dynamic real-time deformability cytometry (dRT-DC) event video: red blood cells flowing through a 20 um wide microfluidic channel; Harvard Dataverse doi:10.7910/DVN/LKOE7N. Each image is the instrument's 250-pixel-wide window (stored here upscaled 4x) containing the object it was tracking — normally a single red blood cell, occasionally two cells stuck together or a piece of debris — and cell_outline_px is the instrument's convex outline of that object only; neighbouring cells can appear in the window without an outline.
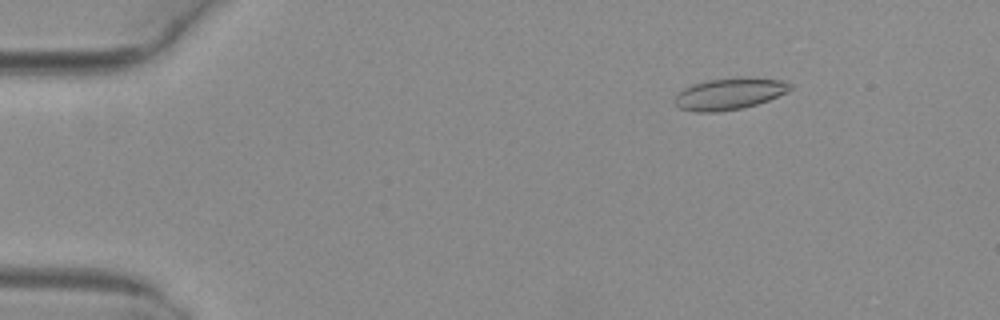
{"species": "common noctule bat (a hibernating species)", "species_latin": "Nyctalus noctula", "temperature_condition": "warm", "stored_images_in_passage": 32, "camera_frame_rate_fps": 3000, "um_per_image_px": 0.085, "animal": {"sex": "female", "body_mass_g": 29.2, "forearm_length_mm": 56.3}, "frame": {"image": 1, "passage_image": 4, "time_ms": 1.0, "image_size_px": [1000, 320], "cell_outline_px": [[792, 88], [788, 92], [768, 100], [756, 104], [740, 108], [716, 112], [696, 112], [680, 108], [672, 100], [684, 88], [692, 84], [708, 80], [784, 80], [792, 84]], "centroid_in_image_um": [61.96, 8.02], "position_along_channel_um": 23.0, "area_um2": 20.29}}
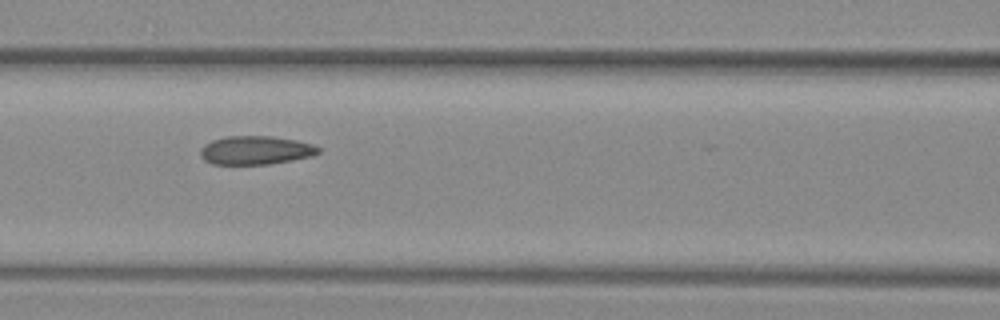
{"frame": {"image": 2, "passage_image": 20, "time_ms": 6.333, "image_size_px": [1000, 320], "cell_outline_px": [[320, 152], [312, 156], [292, 160], [268, 164], [212, 164], [204, 160], [200, 156], [200, 148], [204, 144], [212, 140], [224, 136], [272, 136], [296, 140], [312, 144], [320, 148]], "centroid_in_image_um": [21.7, 12.76], "position_along_channel_um": 144.9, "area_um2": 19.77}}
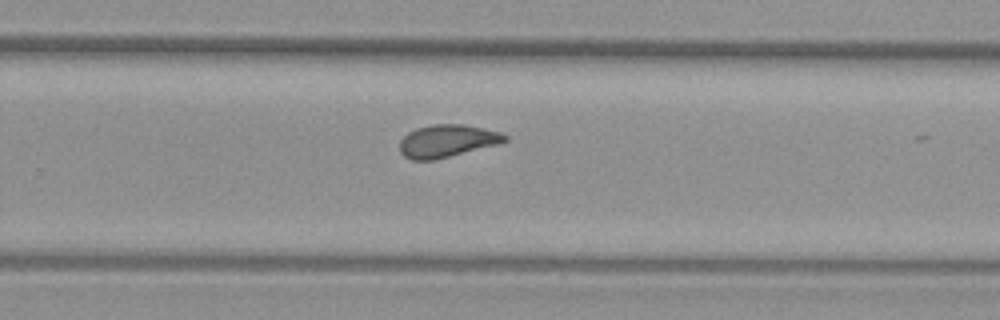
{"frame": {"image": 3, "passage_image": 31, "time_ms": 10.0, "image_size_px": [1000, 320], "cell_outline_px": [[508, 140], [500, 144], [436, 160], [412, 160], [404, 156], [400, 152], [400, 140], [408, 132], [416, 128], [432, 124], [464, 124], [484, 128], [500, 132], [508, 136]], "centroid_in_image_um": [38.03, 11.98], "position_along_channel_um": 291.8, "area_um2": 20.23}}